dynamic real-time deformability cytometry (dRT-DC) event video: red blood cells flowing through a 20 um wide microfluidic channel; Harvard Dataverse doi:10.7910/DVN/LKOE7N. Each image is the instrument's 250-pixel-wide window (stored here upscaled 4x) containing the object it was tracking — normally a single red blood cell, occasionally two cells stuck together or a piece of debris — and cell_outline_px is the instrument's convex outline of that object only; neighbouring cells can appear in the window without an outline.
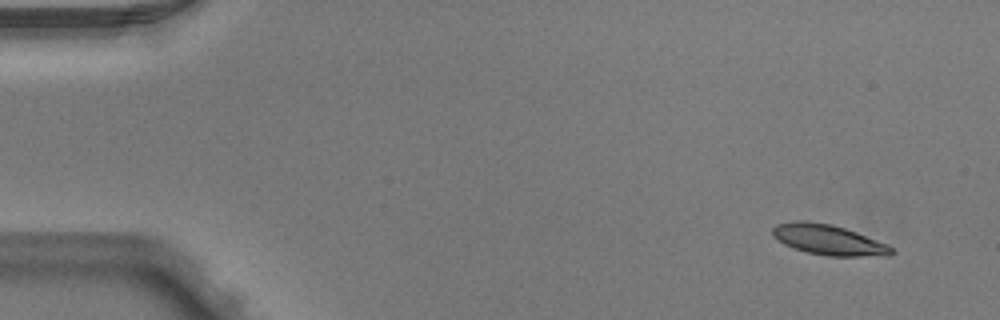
{"species": "Egyptian fruit bat (a non-hibernating species)", "species_latin": "Rousettus aegyptiacus", "temperature_condition": "warm", "stored_images_in_passage": 3, "camera_frame_rate_fps": 3000, "um_per_image_px": 0.085, "animal": {"sex": "male"}, "frame": {"image": 1, "passage_image": 1, "time_ms": 0.0, "image_size_px": [1000, 320], "cell_outline_px": [[896, 252], [888, 256], [828, 256], [808, 252], [792, 248], [784, 244], [772, 236], [772, 228], [776, 224], [796, 220], [804, 220], [832, 224], [856, 232], [888, 244]], "centroid_in_image_um": [70.41, 20.38], "position_along_channel_um": 14.6, "area_um2": 21.15}}